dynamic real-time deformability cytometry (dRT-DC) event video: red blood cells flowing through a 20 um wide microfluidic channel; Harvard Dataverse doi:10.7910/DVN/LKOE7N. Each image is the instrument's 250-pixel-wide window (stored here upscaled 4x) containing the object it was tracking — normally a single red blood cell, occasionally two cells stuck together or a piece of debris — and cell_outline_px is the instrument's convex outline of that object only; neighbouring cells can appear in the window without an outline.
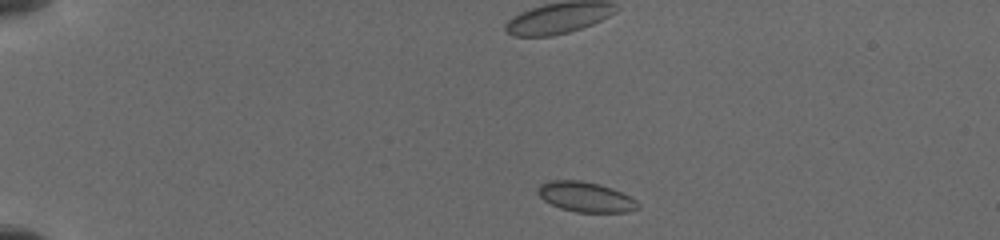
{"species": "common noctule bat (a hibernating species)", "species_latin": "Nyctalus noctula", "temperature_condition": "cold", "stored_images_in_passage": 60, "camera_frame_rate_fps": 3000, "um_per_image_px": 0.085, "animal": {"sex": "female", "body_mass_g": 19.5, "forearm_length_mm": 54.1}, "frame": {"image": 1, "passage_image": 1, "time_ms": 0.0, "image_size_px": [1000, 240], "cell_outline_px": [[640, 208], [628, 212], [576, 212], [560, 208], [544, 200], [536, 192], [536, 188], [540, 184], [552, 180], [580, 180], [600, 184], [612, 188], [636, 200], [640, 204]], "centroid_in_image_um": [49.78, 16.74], "position_along_channel_um": 35.2, "area_um2": 17.57}}